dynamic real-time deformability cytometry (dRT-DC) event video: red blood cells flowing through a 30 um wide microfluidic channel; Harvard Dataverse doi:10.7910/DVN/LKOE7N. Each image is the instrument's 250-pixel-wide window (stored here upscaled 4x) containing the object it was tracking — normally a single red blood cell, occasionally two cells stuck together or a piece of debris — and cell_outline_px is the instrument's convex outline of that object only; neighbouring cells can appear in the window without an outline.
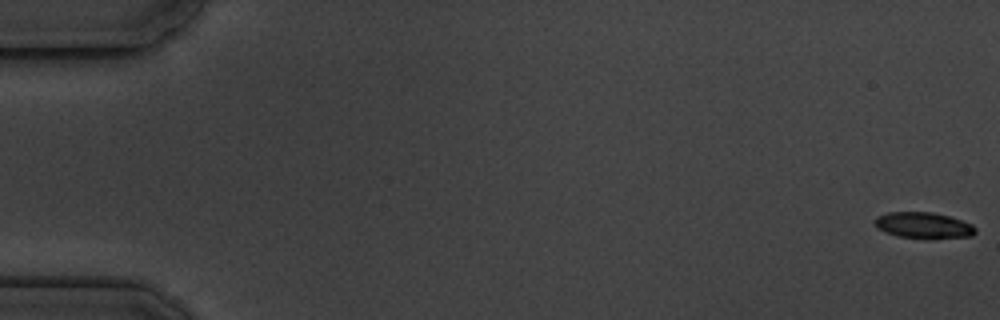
{"species": "common noctule bat (a hibernating species)", "species_latin": "Nyctalus noctula", "temperature_condition": "cold", "stored_images_in_passage": 12, "camera_frame_rate_fps": 3000, "um_per_image_px": 0.085, "animal": {"sex": "male", "body_mass_g": 19.5, "forearm_length_mm": 54.6}, "frame": {"image": 1, "passage_image": 1, "time_ms": 0.0, "image_size_px": [1000, 320], "cell_outline_px": [[976, 232], [972, 236], [896, 236], [880, 228], [876, 224], [876, 216], [888, 212], [932, 212], [948, 216], [972, 224], [976, 228]], "centroid_in_image_um": [78.5, 19.1], "position_along_channel_um": 6.5, "area_um2": 14.33}}
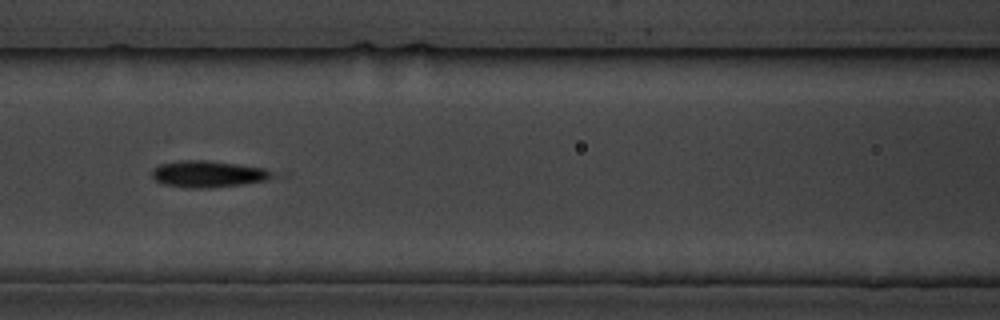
{"frame": {"image": 2, "passage_image": 8, "time_ms": 8.333, "image_size_px": [1000, 320], "cell_outline_px": [[272, 176], [264, 180], [244, 184], [208, 188], [184, 188], [164, 184], [156, 180], [152, 176], [152, 168], [160, 164], [184, 160], [208, 160], [240, 164], [264, 168], [272, 172]], "centroid_in_image_um": [17.65, 14.79], "position_along_channel_um": 149.0, "area_um2": 18.61}}
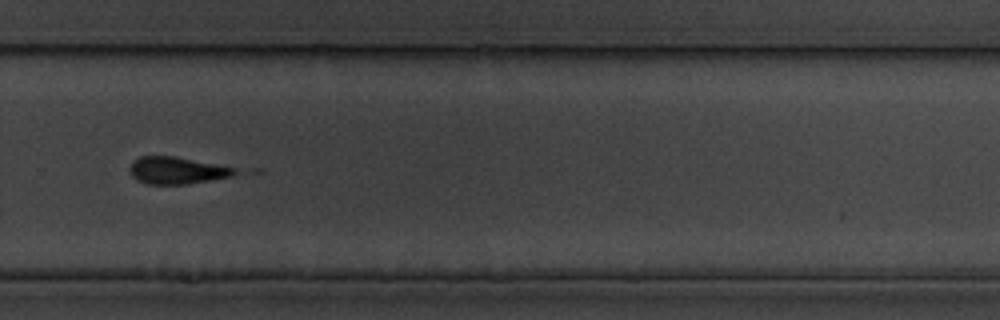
{"frame": {"image": 3, "passage_image": 12, "time_ms": 13.0, "image_size_px": [1000, 320], "cell_outline_px": [[240, 172], [232, 176], [188, 184], [148, 184], [136, 180], [132, 176], [132, 160], [140, 156], [176, 156], [232, 168]], "centroid_in_image_um": [15.01, 14.49], "position_along_channel_um": 314.8, "area_um2": 16.3}}